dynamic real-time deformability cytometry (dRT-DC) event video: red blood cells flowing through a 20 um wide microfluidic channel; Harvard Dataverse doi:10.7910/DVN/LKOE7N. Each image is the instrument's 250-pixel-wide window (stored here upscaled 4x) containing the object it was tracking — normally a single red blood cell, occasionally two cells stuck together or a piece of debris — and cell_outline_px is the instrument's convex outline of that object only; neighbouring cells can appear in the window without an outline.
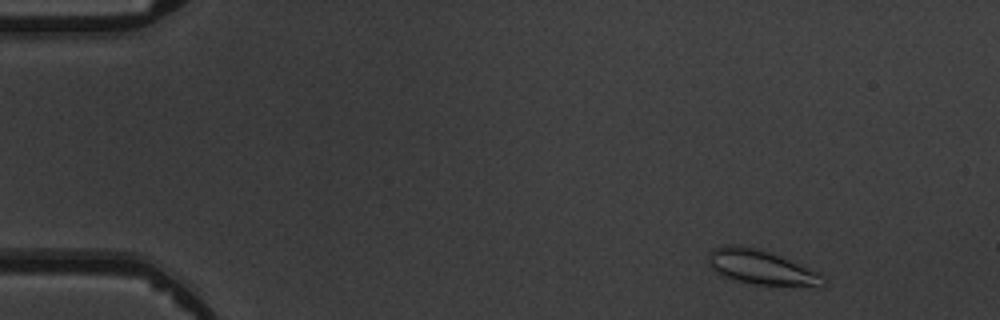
{"species": "common noctule bat (a hibernating species)", "species_latin": "Nyctalus noctula", "temperature_condition": "warm", "stored_images_in_passage": 4, "camera_frame_rate_fps": 3000, "um_per_image_px": 0.085, "animal": {"sex": "male", "body_mass_g": 19.5, "forearm_length_mm": 54.6}, "frame": {"image": 1, "passage_image": 1, "time_ms": 0.0, "image_size_px": [1000, 320], "cell_outline_px": [[828, 284], [820, 288], [816, 288], [756, 284], [736, 280], [724, 276], [716, 272], [712, 268], [708, 260], [708, 252], [712, 248], [732, 244], [756, 248], [772, 252], [824, 276], [828, 280]], "centroid_in_image_um": [64.77, 22.75], "position_along_channel_um": 20.2, "area_um2": 23.41}}
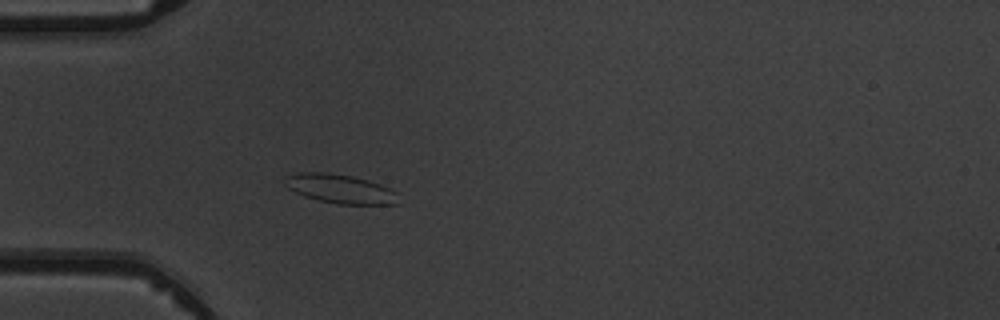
{"frame": {"image": 2, "passage_image": 4, "time_ms": 3.333, "image_size_px": [1000, 320], "cell_outline_px": [[400, 204], [336, 204], [304, 196], [288, 188], [284, 184], [288, 176], [300, 172], [328, 172], [352, 176], [368, 180], [380, 184], [396, 192]], "centroid_in_image_um": [28.94, 16.05], "position_along_channel_um": 56.1, "area_um2": 19.07}}